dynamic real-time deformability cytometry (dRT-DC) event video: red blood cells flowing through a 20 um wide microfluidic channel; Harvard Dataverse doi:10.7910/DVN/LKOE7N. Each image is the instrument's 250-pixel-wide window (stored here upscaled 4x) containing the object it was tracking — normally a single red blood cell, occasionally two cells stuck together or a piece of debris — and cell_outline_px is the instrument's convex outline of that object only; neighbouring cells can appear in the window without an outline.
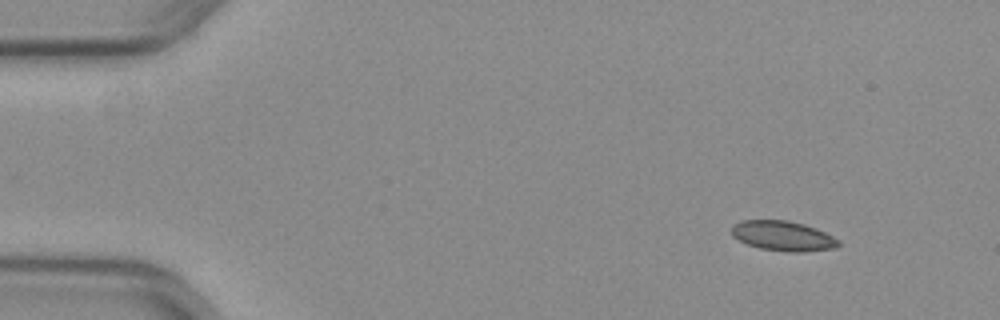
{"species": "common noctule bat (a hibernating species)", "species_latin": "Nyctalus noctula", "temperature_condition": "warm", "stored_images_in_passage": 48, "camera_frame_rate_fps": 3000, "um_per_image_px": 0.085, "animal": {"sex": "female", "body_mass_g": 29.2, "forearm_length_mm": 56.3}, "frame": {"image": 1, "passage_image": 1, "time_ms": 0.0, "image_size_px": [1000, 320], "cell_outline_px": [[840, 244], [836, 248], [804, 252], [788, 252], [760, 248], [748, 244], [732, 236], [732, 224], [740, 220], [788, 220], [804, 224], [816, 228], [840, 240]], "centroid_in_image_um": [66.56, 20.05], "position_along_channel_um": 18.4, "area_um2": 18.73}}
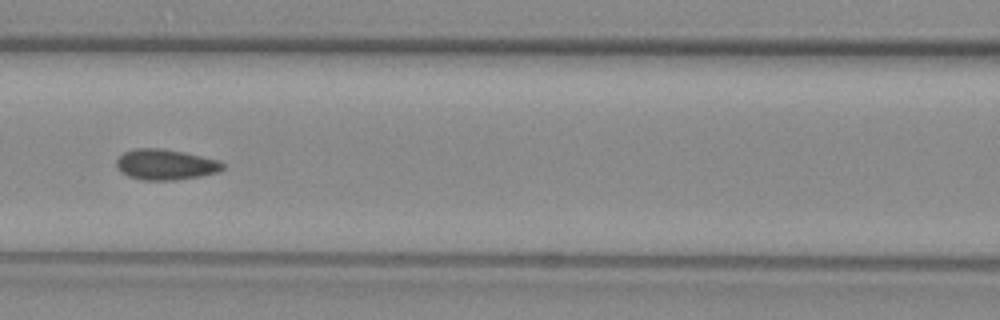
{"frame": {"image": 2, "passage_image": 19, "time_ms": 6.0, "image_size_px": [1000, 320], "cell_outline_px": [[224, 168], [216, 172], [200, 176], [176, 180], [140, 180], [128, 176], [120, 172], [116, 168], [116, 160], [124, 152], [136, 148], [160, 148], [184, 152], [220, 160], [224, 164]], "centroid_in_image_um": [14.04, 13.99], "position_along_channel_um": 152.6, "area_um2": 19.07}}
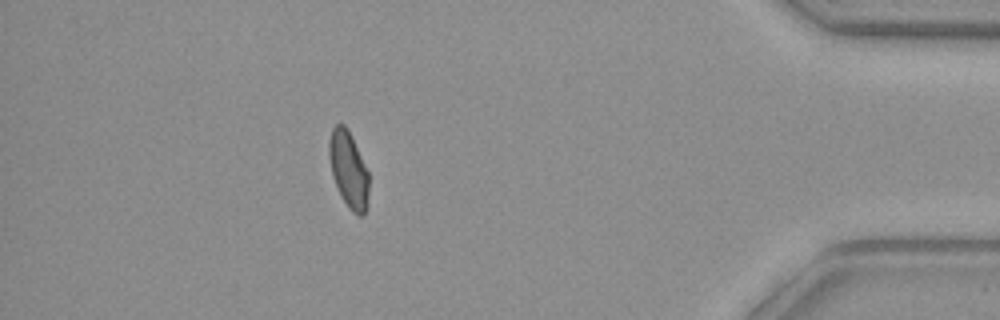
{"frame": {"image": 3, "passage_image": 42, "time_ms": 13.667, "image_size_px": [1000, 320], "cell_outline_px": [[368, 204], [364, 216], [360, 216], [352, 212], [348, 208], [340, 196], [332, 176], [328, 156], [328, 140], [332, 128], [336, 124], [344, 124], [368, 172]], "centroid_in_image_um": [29.6, 14.48], "position_along_channel_um": 405.6, "area_um2": 17.63}, "authors_computed_cell_mechanics": {"area_um2": 18.5249, "velocity_mm_per_s": 3.9506, "shape_relaxation_time_tau1_ms": null, "shape_relaxation_time_tau2_ms": 0.9604, "deformation_change_tau1": null, "deformation_change_tau2": 0.0389}}